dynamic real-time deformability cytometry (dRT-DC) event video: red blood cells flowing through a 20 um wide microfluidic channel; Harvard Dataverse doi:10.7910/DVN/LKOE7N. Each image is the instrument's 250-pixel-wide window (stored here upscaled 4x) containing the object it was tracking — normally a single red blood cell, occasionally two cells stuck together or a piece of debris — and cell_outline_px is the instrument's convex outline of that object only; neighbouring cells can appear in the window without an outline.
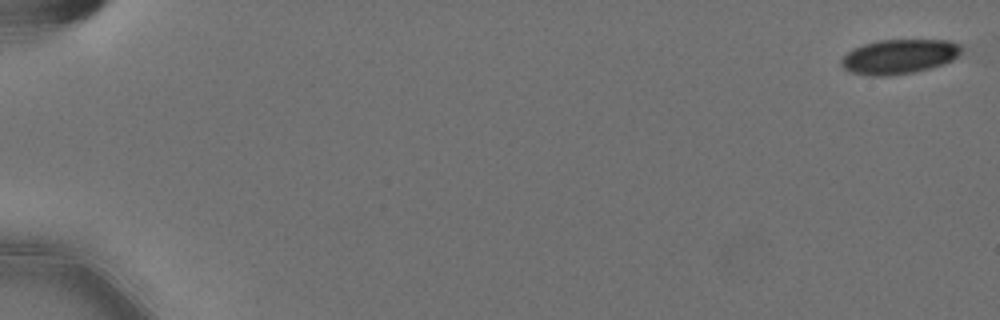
{"species": "Egyptian fruit bat (a non-hibernating species)", "species_latin": "Rousettus aegyptiacus", "temperature_condition": "cold", "stored_images_in_passage": 9, "camera_frame_rate_fps": 3000, "um_per_image_px": 0.085, "animal": {"sex": "female"}, "frame": {"image": 1, "passage_image": 1, "time_ms": 0.0, "image_size_px": [1000, 320], "cell_outline_px": [[964, 48], [952, 60], [928, 68], [912, 72], [888, 76], [872, 76], [848, 72], [840, 64], [840, 60], [852, 48], [864, 44], [880, 40], [948, 40], [964, 44]], "centroid_in_image_um": [76.41, 4.8], "position_along_channel_um": 8.6, "area_um2": 24.22}}